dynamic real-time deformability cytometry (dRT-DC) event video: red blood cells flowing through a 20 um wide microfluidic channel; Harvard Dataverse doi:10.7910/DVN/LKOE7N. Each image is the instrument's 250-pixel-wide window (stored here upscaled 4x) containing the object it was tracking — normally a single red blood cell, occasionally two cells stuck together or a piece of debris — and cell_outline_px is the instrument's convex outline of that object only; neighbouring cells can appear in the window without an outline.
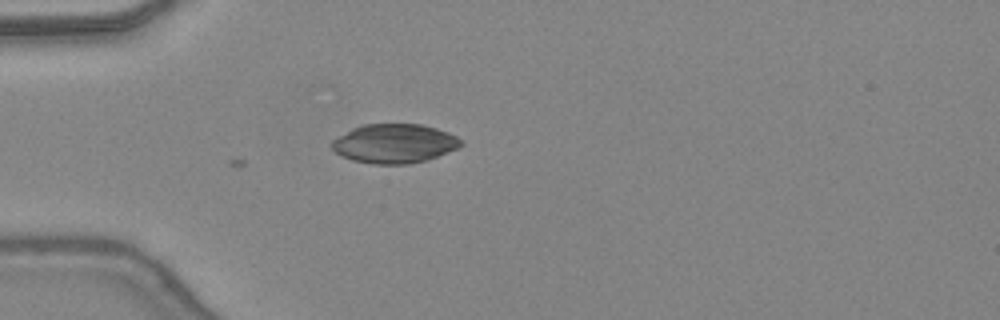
{"species": "common noctule bat (a hibernating species)", "species_latin": "Nyctalus noctula", "temperature_condition": "warm", "stored_images_in_passage": 7, "camera_frame_rate_fps": 3000, "um_per_image_px": 0.085, "animal": {"sex": "female", "body_mass_g": 24.6, "forearm_length_mm": 56.2}, "frame": {"image": 1, "passage_image": 7, "time_ms": 2.0, "image_size_px": [1000, 320], "cell_outline_px": [[464, 144], [460, 148], [428, 160], [408, 164], [372, 164], [352, 160], [340, 156], [332, 148], [332, 140], [352, 128], [364, 124], [420, 124], [436, 128], [448, 132], [456, 136]], "centroid_in_image_um": [33.54, 12.21], "position_along_channel_um": 51.5, "area_um2": 29.65}}